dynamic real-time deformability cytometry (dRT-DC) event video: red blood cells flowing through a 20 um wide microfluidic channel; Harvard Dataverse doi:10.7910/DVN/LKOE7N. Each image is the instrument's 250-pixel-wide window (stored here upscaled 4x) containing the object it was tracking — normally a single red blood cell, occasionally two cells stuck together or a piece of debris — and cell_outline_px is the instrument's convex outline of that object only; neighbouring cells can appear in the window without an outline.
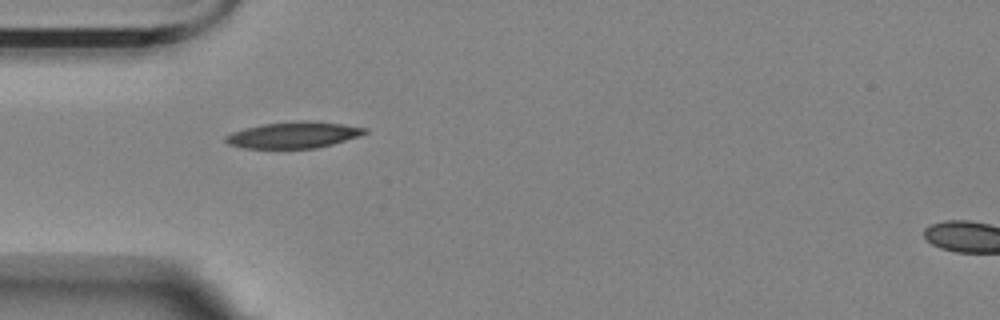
{"species": "Egyptian fruit bat (a non-hibernating species)", "species_latin": "Rousettus aegyptiacus", "temperature_condition": "room temperature", "stored_images_in_passage": 41, "camera_frame_rate_fps": 3000, "um_per_image_px": 0.085, "animal": {"sex": "female"}, "frame": {"image": 1, "passage_image": 1, "time_ms": 0.0, "image_size_px": [1000, 320], "cell_outline_px": [[368, 132], [360, 136], [332, 144], [316, 148], [244, 148], [228, 144], [224, 140], [224, 136], [232, 132], [244, 128], [264, 124], [304, 120], [344, 124], [368, 128]], "centroid_in_image_um": [24.96, 11.47], "position_along_channel_um": 60.0, "area_um2": 21.33}}
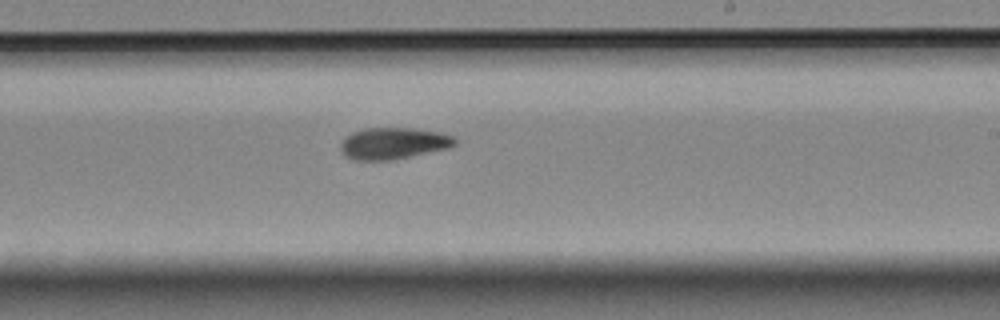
{"frame": {"image": 2, "passage_image": 18, "time_ms": 5.667, "image_size_px": [1000, 320], "cell_outline_px": [[456, 144], [448, 148], [392, 160], [356, 160], [344, 156], [340, 148], [340, 144], [344, 136], [352, 132], [364, 128], [416, 128], [440, 132], [452, 136], [456, 140]], "centroid_in_image_um": [33.4, 12.17], "position_along_channel_um": 255.6, "area_um2": 21.15}}
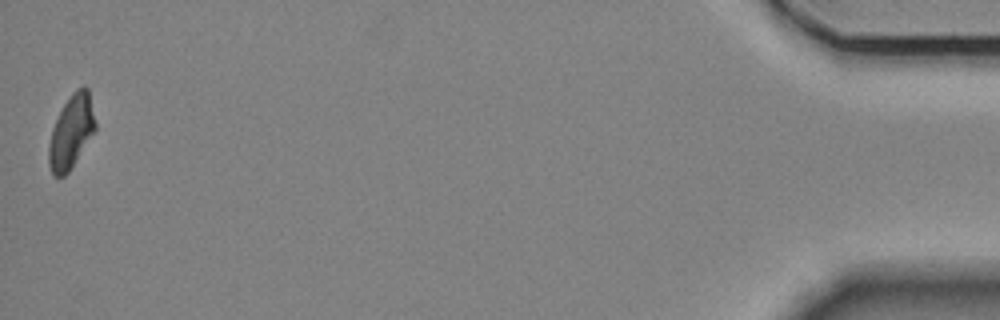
{"frame": {"image": 3, "passage_image": 41, "time_ms": 13.333, "image_size_px": [1000, 320], "cell_outline_px": [[96, 128], [68, 172], [64, 176], [52, 176], [48, 164], [48, 144], [52, 128], [64, 104], [72, 92], [76, 88], [84, 84], [88, 88], [96, 124]], "centroid_in_image_um": [6.03, 11.19], "position_along_channel_um": 429.2, "area_um2": 19.71}, "authors_computed_cell_mechanics": {"area_um2": 20.3456, "velocity_mm_per_s": 3.4779, "shape_relaxation_time_tau1_ms": 4.3978, "shape_relaxation_time_tau2_ms": 8.6056, "deformation_change_tau1": 0.1451, "deformation_change_tau2": 0.1343}}